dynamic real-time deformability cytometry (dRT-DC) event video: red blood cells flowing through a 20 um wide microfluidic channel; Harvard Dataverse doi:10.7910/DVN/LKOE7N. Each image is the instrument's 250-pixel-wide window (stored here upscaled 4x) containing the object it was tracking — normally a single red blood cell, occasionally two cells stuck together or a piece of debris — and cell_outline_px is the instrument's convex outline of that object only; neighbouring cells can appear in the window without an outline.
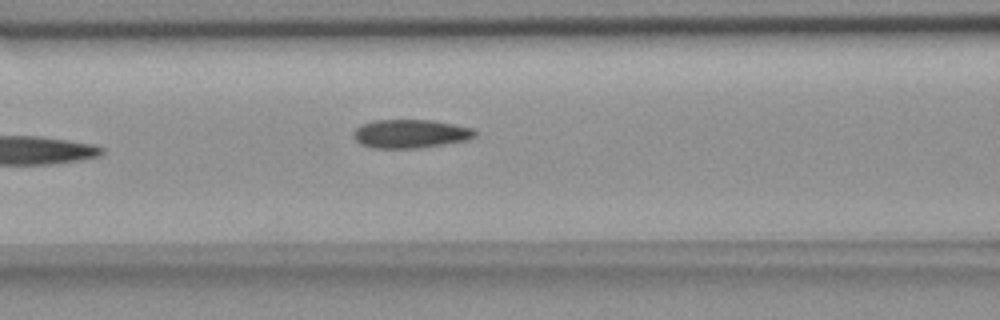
{"species": "common noctule bat (a hibernating species)", "species_latin": "Nyctalus noctula", "temperature_condition": "room temperature", "stored_images_in_passage": 8, "camera_frame_rate_fps": 3000, "um_per_image_px": 0.085, "animal": {"sex": "female", "body_mass_g": 18.4}, "frame": {"image": 1, "passage_image": 8, "time_ms": 8.0, "image_size_px": [1000, 320], "cell_outline_px": [[476, 136], [468, 140], [420, 148], [372, 148], [360, 144], [352, 136], [352, 132], [360, 124], [372, 120], [432, 120], [472, 128], [476, 132]], "centroid_in_image_um": [34.84, 11.37], "position_along_channel_um": 131.8, "area_um2": 20.4}}